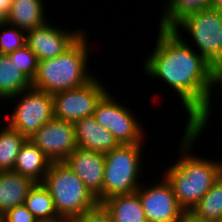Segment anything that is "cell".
<instances>
[{"label":"cell","mask_w":222,"mask_h":222,"mask_svg":"<svg viewBox=\"0 0 222 222\" xmlns=\"http://www.w3.org/2000/svg\"><path fill=\"white\" fill-rule=\"evenodd\" d=\"M158 28L155 48L143 63L144 72L163 80L178 94L188 115L186 126L205 128L213 108L211 89L221 84L219 72L194 51L182 33L172 28Z\"/></svg>","instance_id":"cell-1"},{"label":"cell","mask_w":222,"mask_h":222,"mask_svg":"<svg viewBox=\"0 0 222 222\" xmlns=\"http://www.w3.org/2000/svg\"><path fill=\"white\" fill-rule=\"evenodd\" d=\"M184 129L179 159L169 166L164 177L171 184L179 205L185 211H191L222 174V163L221 160L193 155L192 145L203 132V126H186Z\"/></svg>","instance_id":"cell-2"},{"label":"cell","mask_w":222,"mask_h":222,"mask_svg":"<svg viewBox=\"0 0 222 222\" xmlns=\"http://www.w3.org/2000/svg\"><path fill=\"white\" fill-rule=\"evenodd\" d=\"M84 32L61 55L38 62L32 87L54 95L88 83L93 77L88 71L89 40Z\"/></svg>","instance_id":"cell-3"},{"label":"cell","mask_w":222,"mask_h":222,"mask_svg":"<svg viewBox=\"0 0 222 222\" xmlns=\"http://www.w3.org/2000/svg\"><path fill=\"white\" fill-rule=\"evenodd\" d=\"M42 184L48 189L60 218L71 220L99 203L83 181L62 162H52Z\"/></svg>","instance_id":"cell-4"},{"label":"cell","mask_w":222,"mask_h":222,"mask_svg":"<svg viewBox=\"0 0 222 222\" xmlns=\"http://www.w3.org/2000/svg\"><path fill=\"white\" fill-rule=\"evenodd\" d=\"M143 145H119L104 154L103 201L114 195L129 194L138 190L141 185L139 178Z\"/></svg>","instance_id":"cell-5"},{"label":"cell","mask_w":222,"mask_h":222,"mask_svg":"<svg viewBox=\"0 0 222 222\" xmlns=\"http://www.w3.org/2000/svg\"><path fill=\"white\" fill-rule=\"evenodd\" d=\"M184 28V29H183ZM175 32L187 31L193 38L195 50L218 72L222 69V15L221 10L209 8L195 11L177 22Z\"/></svg>","instance_id":"cell-6"},{"label":"cell","mask_w":222,"mask_h":222,"mask_svg":"<svg viewBox=\"0 0 222 222\" xmlns=\"http://www.w3.org/2000/svg\"><path fill=\"white\" fill-rule=\"evenodd\" d=\"M17 99L13 113L7 124L29 139L44 124L54 118L53 96L32 86L6 100ZM19 100V101H18Z\"/></svg>","instance_id":"cell-7"},{"label":"cell","mask_w":222,"mask_h":222,"mask_svg":"<svg viewBox=\"0 0 222 222\" xmlns=\"http://www.w3.org/2000/svg\"><path fill=\"white\" fill-rule=\"evenodd\" d=\"M116 101L110 92L100 99L93 114L96 122L108 130L120 145L144 144L145 132L141 122L131 109Z\"/></svg>","instance_id":"cell-8"},{"label":"cell","mask_w":222,"mask_h":222,"mask_svg":"<svg viewBox=\"0 0 222 222\" xmlns=\"http://www.w3.org/2000/svg\"><path fill=\"white\" fill-rule=\"evenodd\" d=\"M108 92L105 85L93 77L83 86L55 93L53 96L54 118L66 122L91 117L96 105Z\"/></svg>","instance_id":"cell-9"},{"label":"cell","mask_w":222,"mask_h":222,"mask_svg":"<svg viewBox=\"0 0 222 222\" xmlns=\"http://www.w3.org/2000/svg\"><path fill=\"white\" fill-rule=\"evenodd\" d=\"M162 178L151 186L141 184L136 191L147 222H181L185 210L179 205L171 184Z\"/></svg>","instance_id":"cell-10"},{"label":"cell","mask_w":222,"mask_h":222,"mask_svg":"<svg viewBox=\"0 0 222 222\" xmlns=\"http://www.w3.org/2000/svg\"><path fill=\"white\" fill-rule=\"evenodd\" d=\"M51 162L64 161L76 148L74 123L53 118L29 139Z\"/></svg>","instance_id":"cell-11"},{"label":"cell","mask_w":222,"mask_h":222,"mask_svg":"<svg viewBox=\"0 0 222 222\" xmlns=\"http://www.w3.org/2000/svg\"><path fill=\"white\" fill-rule=\"evenodd\" d=\"M85 30L66 31L46 22L26 32V45L37 55L39 61L58 57L67 50Z\"/></svg>","instance_id":"cell-12"},{"label":"cell","mask_w":222,"mask_h":222,"mask_svg":"<svg viewBox=\"0 0 222 222\" xmlns=\"http://www.w3.org/2000/svg\"><path fill=\"white\" fill-rule=\"evenodd\" d=\"M63 162L83 181L86 188L101 204L105 155L77 147Z\"/></svg>","instance_id":"cell-13"},{"label":"cell","mask_w":222,"mask_h":222,"mask_svg":"<svg viewBox=\"0 0 222 222\" xmlns=\"http://www.w3.org/2000/svg\"><path fill=\"white\" fill-rule=\"evenodd\" d=\"M77 147L106 154L120 144L93 116L74 123Z\"/></svg>","instance_id":"cell-14"},{"label":"cell","mask_w":222,"mask_h":222,"mask_svg":"<svg viewBox=\"0 0 222 222\" xmlns=\"http://www.w3.org/2000/svg\"><path fill=\"white\" fill-rule=\"evenodd\" d=\"M35 183L31 178L13 171H0V213L23 205Z\"/></svg>","instance_id":"cell-15"},{"label":"cell","mask_w":222,"mask_h":222,"mask_svg":"<svg viewBox=\"0 0 222 222\" xmlns=\"http://www.w3.org/2000/svg\"><path fill=\"white\" fill-rule=\"evenodd\" d=\"M52 162L28 139L21 146L17 155L13 172L42 183Z\"/></svg>","instance_id":"cell-16"},{"label":"cell","mask_w":222,"mask_h":222,"mask_svg":"<svg viewBox=\"0 0 222 222\" xmlns=\"http://www.w3.org/2000/svg\"><path fill=\"white\" fill-rule=\"evenodd\" d=\"M42 0H13L11 11L4 20L22 31H31L47 22Z\"/></svg>","instance_id":"cell-17"},{"label":"cell","mask_w":222,"mask_h":222,"mask_svg":"<svg viewBox=\"0 0 222 222\" xmlns=\"http://www.w3.org/2000/svg\"><path fill=\"white\" fill-rule=\"evenodd\" d=\"M101 204L110 213L113 222H147L137 192L114 195Z\"/></svg>","instance_id":"cell-18"},{"label":"cell","mask_w":222,"mask_h":222,"mask_svg":"<svg viewBox=\"0 0 222 222\" xmlns=\"http://www.w3.org/2000/svg\"><path fill=\"white\" fill-rule=\"evenodd\" d=\"M32 86V82L11 61L8 54H0V99L6 100Z\"/></svg>","instance_id":"cell-19"},{"label":"cell","mask_w":222,"mask_h":222,"mask_svg":"<svg viewBox=\"0 0 222 222\" xmlns=\"http://www.w3.org/2000/svg\"><path fill=\"white\" fill-rule=\"evenodd\" d=\"M37 220L60 218L48 189L42 183H35L23 204Z\"/></svg>","instance_id":"cell-20"},{"label":"cell","mask_w":222,"mask_h":222,"mask_svg":"<svg viewBox=\"0 0 222 222\" xmlns=\"http://www.w3.org/2000/svg\"><path fill=\"white\" fill-rule=\"evenodd\" d=\"M164 3V11L158 26L160 28H172L186 15L211 8V0H168Z\"/></svg>","instance_id":"cell-21"},{"label":"cell","mask_w":222,"mask_h":222,"mask_svg":"<svg viewBox=\"0 0 222 222\" xmlns=\"http://www.w3.org/2000/svg\"><path fill=\"white\" fill-rule=\"evenodd\" d=\"M0 130V171H13L17 155L27 138L8 125Z\"/></svg>","instance_id":"cell-22"},{"label":"cell","mask_w":222,"mask_h":222,"mask_svg":"<svg viewBox=\"0 0 222 222\" xmlns=\"http://www.w3.org/2000/svg\"><path fill=\"white\" fill-rule=\"evenodd\" d=\"M191 212L200 218L214 221L222 216V174Z\"/></svg>","instance_id":"cell-23"},{"label":"cell","mask_w":222,"mask_h":222,"mask_svg":"<svg viewBox=\"0 0 222 222\" xmlns=\"http://www.w3.org/2000/svg\"><path fill=\"white\" fill-rule=\"evenodd\" d=\"M0 31V54H8L26 45V32L16 26L1 21Z\"/></svg>","instance_id":"cell-24"},{"label":"cell","mask_w":222,"mask_h":222,"mask_svg":"<svg viewBox=\"0 0 222 222\" xmlns=\"http://www.w3.org/2000/svg\"><path fill=\"white\" fill-rule=\"evenodd\" d=\"M8 56L18 69L32 82L38 68L39 60L37 55L27 45H24L22 48L8 53Z\"/></svg>","instance_id":"cell-25"},{"label":"cell","mask_w":222,"mask_h":222,"mask_svg":"<svg viewBox=\"0 0 222 222\" xmlns=\"http://www.w3.org/2000/svg\"><path fill=\"white\" fill-rule=\"evenodd\" d=\"M69 222H113V220L103 205L98 204L92 210L72 218Z\"/></svg>","instance_id":"cell-26"},{"label":"cell","mask_w":222,"mask_h":222,"mask_svg":"<svg viewBox=\"0 0 222 222\" xmlns=\"http://www.w3.org/2000/svg\"><path fill=\"white\" fill-rule=\"evenodd\" d=\"M37 219L24 206H15L3 214V222H36Z\"/></svg>","instance_id":"cell-27"},{"label":"cell","mask_w":222,"mask_h":222,"mask_svg":"<svg viewBox=\"0 0 222 222\" xmlns=\"http://www.w3.org/2000/svg\"><path fill=\"white\" fill-rule=\"evenodd\" d=\"M13 0H0V18L4 21L11 11Z\"/></svg>","instance_id":"cell-28"},{"label":"cell","mask_w":222,"mask_h":222,"mask_svg":"<svg viewBox=\"0 0 222 222\" xmlns=\"http://www.w3.org/2000/svg\"><path fill=\"white\" fill-rule=\"evenodd\" d=\"M181 222H215L214 220H208L200 218L191 211H185Z\"/></svg>","instance_id":"cell-29"},{"label":"cell","mask_w":222,"mask_h":222,"mask_svg":"<svg viewBox=\"0 0 222 222\" xmlns=\"http://www.w3.org/2000/svg\"><path fill=\"white\" fill-rule=\"evenodd\" d=\"M211 8L222 11V0H211Z\"/></svg>","instance_id":"cell-30"},{"label":"cell","mask_w":222,"mask_h":222,"mask_svg":"<svg viewBox=\"0 0 222 222\" xmlns=\"http://www.w3.org/2000/svg\"><path fill=\"white\" fill-rule=\"evenodd\" d=\"M36 222H69V221L63 218H56L53 220H37Z\"/></svg>","instance_id":"cell-31"},{"label":"cell","mask_w":222,"mask_h":222,"mask_svg":"<svg viewBox=\"0 0 222 222\" xmlns=\"http://www.w3.org/2000/svg\"><path fill=\"white\" fill-rule=\"evenodd\" d=\"M220 79L222 80V69L219 71Z\"/></svg>","instance_id":"cell-32"},{"label":"cell","mask_w":222,"mask_h":222,"mask_svg":"<svg viewBox=\"0 0 222 222\" xmlns=\"http://www.w3.org/2000/svg\"><path fill=\"white\" fill-rule=\"evenodd\" d=\"M0 222H3V214L0 213Z\"/></svg>","instance_id":"cell-33"},{"label":"cell","mask_w":222,"mask_h":222,"mask_svg":"<svg viewBox=\"0 0 222 222\" xmlns=\"http://www.w3.org/2000/svg\"><path fill=\"white\" fill-rule=\"evenodd\" d=\"M215 222H222V216L218 220H216Z\"/></svg>","instance_id":"cell-34"}]
</instances>
